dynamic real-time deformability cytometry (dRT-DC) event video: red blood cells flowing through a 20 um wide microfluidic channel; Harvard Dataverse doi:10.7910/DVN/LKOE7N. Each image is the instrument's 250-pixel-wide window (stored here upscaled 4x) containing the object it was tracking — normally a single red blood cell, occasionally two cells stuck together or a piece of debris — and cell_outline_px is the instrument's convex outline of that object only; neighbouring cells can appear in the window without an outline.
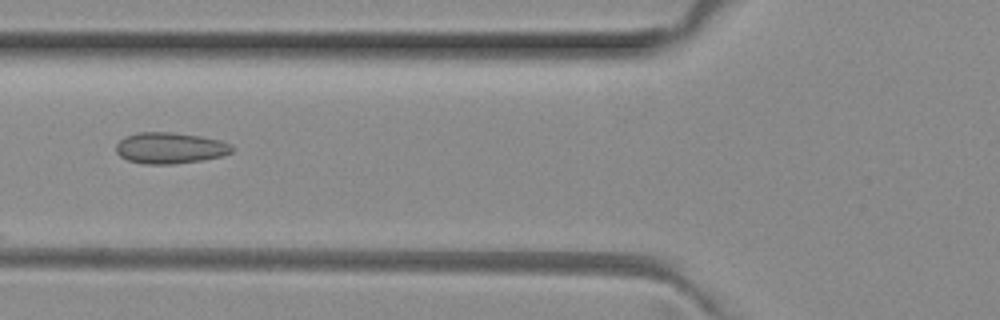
{"species": "common noctule bat (a hibernating species)", "species_latin": "Nyctalus noctula", "temperature_condition": "room temperature", "stored_images_in_passage": 4, "camera_frame_rate_fps": 3000, "um_per_image_px": 0.085, "animal": {"sex": "female", "body_mass_g": 29.2, "forearm_length_mm": 56.3}, "frame": {"image": 1, "passage_image": 4, "time_ms": 1.0, "image_size_px": [1000, 320], "cell_outline_px": [[236, 148], [232, 152], [220, 156], [200, 160], [172, 164], [144, 164], [128, 160], [120, 156], [116, 152], [116, 144], [124, 136], [136, 132], [172, 132], [200, 136], [220, 140], [232, 144]], "centroid_in_image_um": [14.45, 12.57], "position_along_channel_um": 111.4, "area_um2": 21.15}}